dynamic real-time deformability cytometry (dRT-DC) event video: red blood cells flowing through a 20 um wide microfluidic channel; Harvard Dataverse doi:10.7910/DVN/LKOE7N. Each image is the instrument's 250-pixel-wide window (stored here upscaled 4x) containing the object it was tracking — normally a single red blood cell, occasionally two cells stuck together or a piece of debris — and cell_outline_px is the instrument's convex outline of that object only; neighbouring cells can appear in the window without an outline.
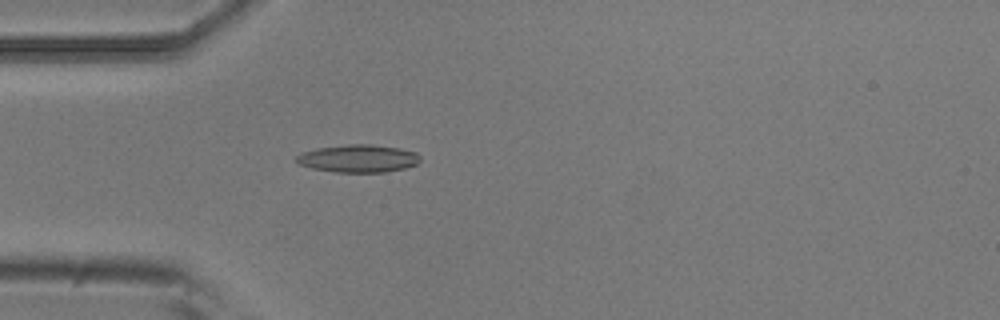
{"species": "common noctule bat (a hibernating species)", "species_latin": "Nyctalus noctula", "temperature_condition": "room temperature", "stored_images_in_passage": 6, "camera_frame_rate_fps": 3000, "um_per_image_px": 0.085, "animal": {"sex": "male", "body_mass_g": 20.5, "forearm_length_mm": 52.5}, "frame": {"image": 1, "passage_image": 6, "time_ms": 1.667, "image_size_px": [1000, 320], "cell_outline_px": [[420, 160], [416, 164], [404, 168], [384, 172], [336, 172], [312, 168], [300, 164], [296, 160], [296, 156], [300, 152], [316, 148], [348, 144], [372, 144], [400, 148], [416, 152], [420, 156]], "centroid_in_image_um": [30.44, 13.46], "position_along_channel_um": 54.6, "area_um2": 20.0}}